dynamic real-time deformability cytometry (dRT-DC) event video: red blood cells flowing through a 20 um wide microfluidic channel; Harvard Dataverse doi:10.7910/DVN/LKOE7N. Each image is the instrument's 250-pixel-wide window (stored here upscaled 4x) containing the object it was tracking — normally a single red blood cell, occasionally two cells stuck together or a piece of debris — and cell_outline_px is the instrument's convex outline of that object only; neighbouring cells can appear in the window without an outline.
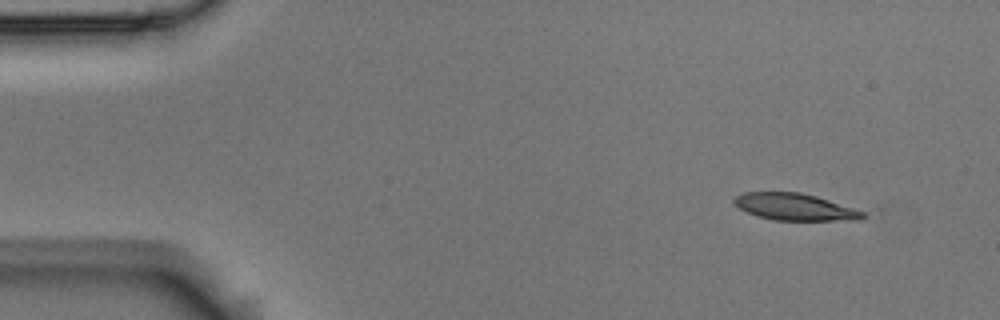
{"species": "Egyptian fruit bat (a non-hibernating species)", "species_latin": "Rousettus aegyptiacus", "temperature_condition": "room temperature", "stored_images_in_passage": 3, "camera_frame_rate_fps": 3000, "um_per_image_px": 0.085, "animal": {"sex": "male"}, "frame": {"image": 1, "passage_image": 1, "time_ms": 0.0, "image_size_px": [1000, 320], "cell_outline_px": [[864, 216], [860, 220], [772, 220], [756, 216], [740, 208], [732, 200], [736, 196], [744, 192], [800, 192], [816, 196], [864, 212]], "centroid_in_image_um": [67.52, 17.59], "position_along_channel_um": 17.5, "area_um2": 19.88}}
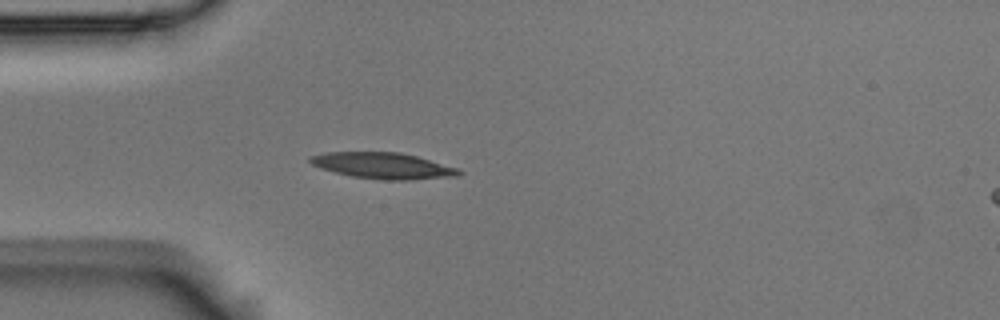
{"frame": {"image": 2, "passage_image": 3, "time_ms": 0.667, "image_size_px": [1000, 320], "cell_outline_px": [[464, 172], [456, 176], [412, 180], [384, 180], [352, 176], [320, 168], [312, 164], [308, 160], [312, 156], [324, 152], [400, 152], [416, 156], [460, 168]], "centroid_in_image_um": [32.6, 14.08], "position_along_channel_um": 52.4, "area_um2": 22.66}}